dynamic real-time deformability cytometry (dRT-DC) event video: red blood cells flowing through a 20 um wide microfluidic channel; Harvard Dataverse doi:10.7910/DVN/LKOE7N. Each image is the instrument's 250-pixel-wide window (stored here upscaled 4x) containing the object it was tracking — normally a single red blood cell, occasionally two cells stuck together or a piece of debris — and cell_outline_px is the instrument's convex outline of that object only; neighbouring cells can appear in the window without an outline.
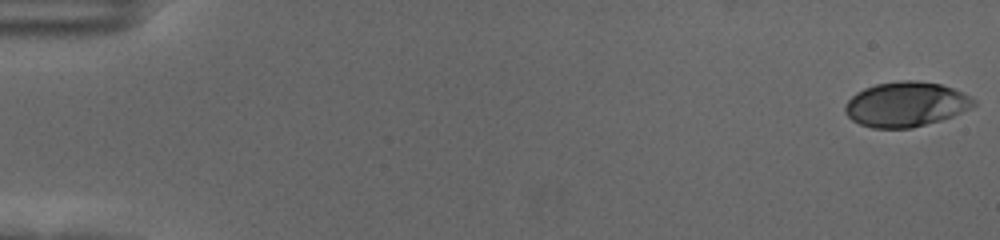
{"species": "human", "species_latin": "Homo sapiens", "temperature_condition": "cold", "stored_images_in_passage": 57, "camera_frame_rate_fps": 3000, "um_per_image_px": 0.085, "donor": {"sex": "female"}, "frame": {"image": 1, "passage_image": 1, "time_ms": 0.0, "image_size_px": [1000, 240], "cell_outline_px": [[976, 104], [952, 116], [940, 120], [912, 128], [872, 128], [860, 124], [852, 120], [844, 112], [844, 108], [848, 100], [856, 92], [864, 88], [876, 84], [900, 80], [916, 80], [940, 84], [952, 88], [976, 100]], "centroid_in_image_um": [76.96, 8.86], "position_along_channel_um": 8.0, "area_um2": 33.41}}
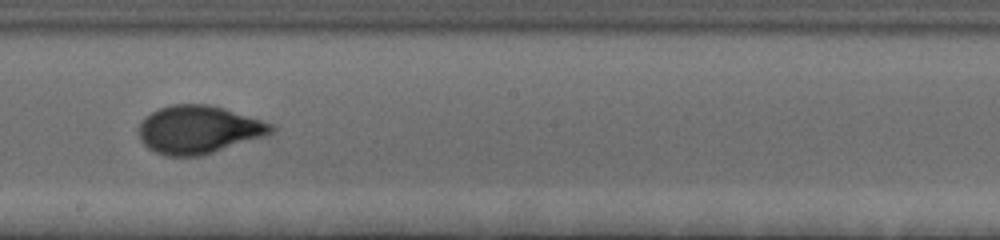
{"frame": {"image": 2, "passage_image": 33, "time_ms": 10.667, "image_size_px": [1000, 240], "cell_outline_px": [[276, 128], [272, 132], [264, 136], [200, 156], [164, 156], [148, 148], [140, 140], [140, 124], [144, 116], [160, 108], [172, 104], [208, 104], [224, 108], [272, 124]], "centroid_in_image_um": [16.85, 11.01], "position_along_channel_um": 231.3, "area_um2": 36.7}}
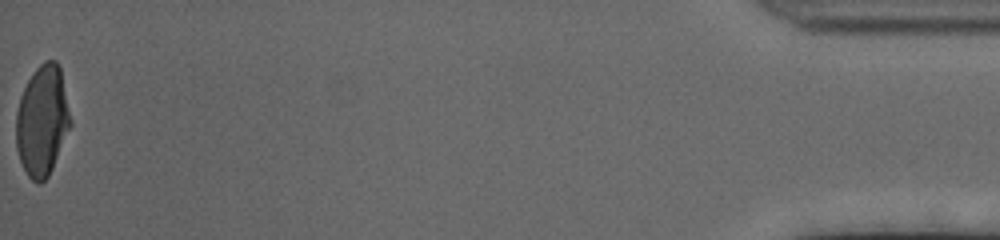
{"frame": {"image": 3, "passage_image": 57, "time_ms": 18.667, "image_size_px": [1000, 240], "cell_outline_px": [[72, 124], [52, 168], [48, 176], [40, 184], [36, 184], [28, 176], [20, 160], [16, 148], [16, 112], [20, 96], [32, 72], [44, 60], [56, 60], [60, 68], [72, 120]], "centroid_in_image_um": [3.59, 10.25], "position_along_channel_um": 431.6, "area_um2": 35.14}, "authors_computed_cell_mechanics": {"area_um2": 35.3158, "velocity_mm_per_s": 3.6239, "shape_relaxation_time_tau1_ms": 3.5826, "shape_relaxation_time_tau2_ms": null, "deformation_change_tau1": 0.1807, "deformation_change_tau2": null}}